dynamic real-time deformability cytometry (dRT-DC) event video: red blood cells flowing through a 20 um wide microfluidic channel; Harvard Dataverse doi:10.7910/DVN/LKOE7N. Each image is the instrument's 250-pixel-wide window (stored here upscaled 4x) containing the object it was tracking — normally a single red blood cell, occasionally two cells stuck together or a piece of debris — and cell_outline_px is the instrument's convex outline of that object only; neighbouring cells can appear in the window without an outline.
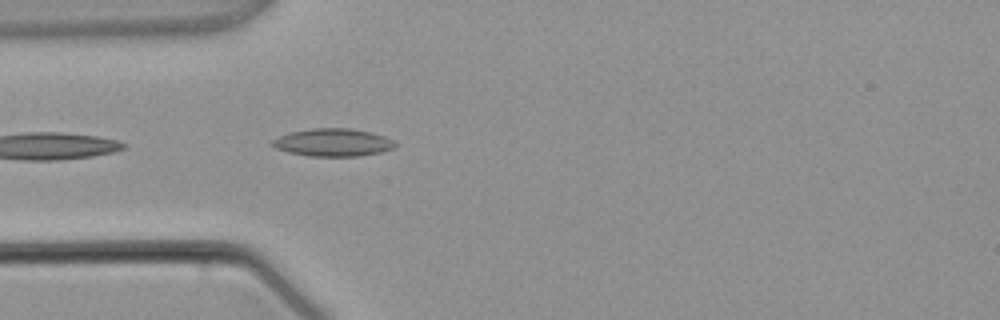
{"species": "common noctule bat (a hibernating species)", "species_latin": "Nyctalus noctula", "temperature_condition": "warm", "stored_images_in_passage": 4, "camera_frame_rate_fps": 3000, "um_per_image_px": 0.085, "animal": {"sex": "male", "body_mass_g": 21.5, "forearm_length_mm": 52.0}, "frame": {"image": 1, "passage_image": 4, "time_ms": 3.667, "image_size_px": [1000, 320], "cell_outline_px": [[396, 144], [392, 148], [380, 152], [360, 156], [308, 156], [288, 152], [276, 148], [268, 144], [272, 140], [280, 136], [292, 132], [312, 128], [352, 128], [372, 132], [384, 136], [392, 140]], "centroid_in_image_um": [28.28, 12.11], "position_along_channel_um": 56.7, "area_um2": 19.83}}